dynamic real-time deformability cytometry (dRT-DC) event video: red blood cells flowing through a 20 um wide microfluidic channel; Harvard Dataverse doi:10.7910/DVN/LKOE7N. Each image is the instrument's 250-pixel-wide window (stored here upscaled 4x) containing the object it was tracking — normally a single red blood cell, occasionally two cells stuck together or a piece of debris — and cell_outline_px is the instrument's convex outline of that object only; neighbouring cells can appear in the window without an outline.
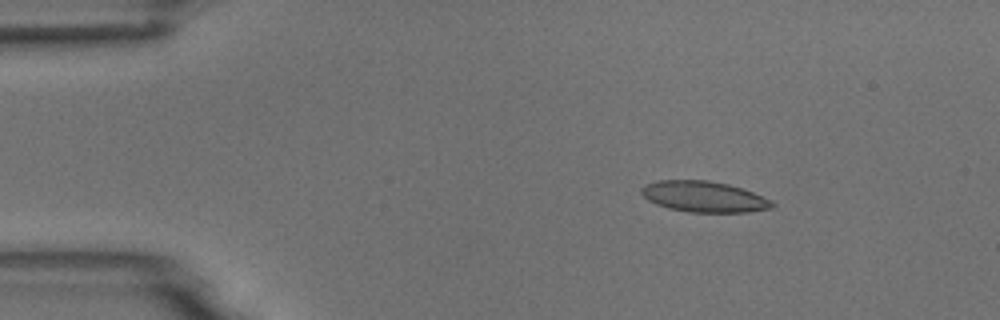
{"species": "common noctule bat (a hibernating species)", "species_latin": "Nyctalus noctula", "temperature_condition": "room temperature", "stored_images_in_passage": 5, "camera_frame_rate_fps": 3000, "um_per_image_px": 0.085, "animal": {"sex": "male", "body_mass_g": 18.8}, "frame": {"image": 1, "passage_image": 3, "time_ms": 2.333, "image_size_px": [1000, 320], "cell_outline_px": [[776, 208], [748, 212], [688, 212], [668, 208], [656, 204], [648, 200], [640, 192], [640, 188], [644, 184], [656, 180], [708, 180], [728, 184], [752, 192], [772, 200], [776, 204]], "centroid_in_image_um": [59.84, 16.72], "position_along_channel_um": 25.2, "area_um2": 23.76}}